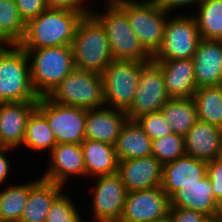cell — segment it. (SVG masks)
Instances as JSON below:
<instances>
[{"instance_id":"6da1fadb","label":"cell","mask_w":222,"mask_h":222,"mask_svg":"<svg viewBox=\"0 0 222 222\" xmlns=\"http://www.w3.org/2000/svg\"><path fill=\"white\" fill-rule=\"evenodd\" d=\"M91 12H72L49 9L25 24V33L19 45L24 50L71 46L77 26Z\"/></svg>"},{"instance_id":"7a4b0ae2","label":"cell","mask_w":222,"mask_h":222,"mask_svg":"<svg viewBox=\"0 0 222 222\" xmlns=\"http://www.w3.org/2000/svg\"><path fill=\"white\" fill-rule=\"evenodd\" d=\"M71 47L74 67L78 69L101 74L114 60L106 31L92 14L79 22Z\"/></svg>"},{"instance_id":"3957f363","label":"cell","mask_w":222,"mask_h":222,"mask_svg":"<svg viewBox=\"0 0 222 222\" xmlns=\"http://www.w3.org/2000/svg\"><path fill=\"white\" fill-rule=\"evenodd\" d=\"M126 13L133 32L144 49L154 57L164 41L169 12L158 0H114Z\"/></svg>"},{"instance_id":"277c9868","label":"cell","mask_w":222,"mask_h":222,"mask_svg":"<svg viewBox=\"0 0 222 222\" xmlns=\"http://www.w3.org/2000/svg\"><path fill=\"white\" fill-rule=\"evenodd\" d=\"M32 86L38 97L48 96L75 68L71 46L25 50Z\"/></svg>"},{"instance_id":"5b68a950","label":"cell","mask_w":222,"mask_h":222,"mask_svg":"<svg viewBox=\"0 0 222 222\" xmlns=\"http://www.w3.org/2000/svg\"><path fill=\"white\" fill-rule=\"evenodd\" d=\"M105 7L104 12L93 8L91 14L104 27L114 59L152 61L153 57L131 29L126 13L114 1H108Z\"/></svg>"},{"instance_id":"8992f818","label":"cell","mask_w":222,"mask_h":222,"mask_svg":"<svg viewBox=\"0 0 222 222\" xmlns=\"http://www.w3.org/2000/svg\"><path fill=\"white\" fill-rule=\"evenodd\" d=\"M0 90L4 103L39 100L31 83L27 54L19 44L0 45Z\"/></svg>"},{"instance_id":"52a82bcc","label":"cell","mask_w":222,"mask_h":222,"mask_svg":"<svg viewBox=\"0 0 222 222\" xmlns=\"http://www.w3.org/2000/svg\"><path fill=\"white\" fill-rule=\"evenodd\" d=\"M47 97L58 104L87 110L104 107L102 76L74 68Z\"/></svg>"},{"instance_id":"ba28073f","label":"cell","mask_w":222,"mask_h":222,"mask_svg":"<svg viewBox=\"0 0 222 222\" xmlns=\"http://www.w3.org/2000/svg\"><path fill=\"white\" fill-rule=\"evenodd\" d=\"M147 62L114 59L101 73L105 106L127 111L139 85L140 71Z\"/></svg>"},{"instance_id":"9c48e42d","label":"cell","mask_w":222,"mask_h":222,"mask_svg":"<svg viewBox=\"0 0 222 222\" xmlns=\"http://www.w3.org/2000/svg\"><path fill=\"white\" fill-rule=\"evenodd\" d=\"M45 117L57 144H81L85 140L87 109L58 104L39 97L36 107Z\"/></svg>"},{"instance_id":"30bf717a","label":"cell","mask_w":222,"mask_h":222,"mask_svg":"<svg viewBox=\"0 0 222 222\" xmlns=\"http://www.w3.org/2000/svg\"><path fill=\"white\" fill-rule=\"evenodd\" d=\"M168 18L164 41L153 60L190 59L201 39L195 18L189 14Z\"/></svg>"},{"instance_id":"8fae6325","label":"cell","mask_w":222,"mask_h":222,"mask_svg":"<svg viewBox=\"0 0 222 222\" xmlns=\"http://www.w3.org/2000/svg\"><path fill=\"white\" fill-rule=\"evenodd\" d=\"M169 99L161 68L153 60L147 62L140 71L139 85L126 111L127 117L135 120L144 114L159 112Z\"/></svg>"},{"instance_id":"7c38bea8","label":"cell","mask_w":222,"mask_h":222,"mask_svg":"<svg viewBox=\"0 0 222 222\" xmlns=\"http://www.w3.org/2000/svg\"><path fill=\"white\" fill-rule=\"evenodd\" d=\"M170 197L161 186L127 193L119 222H156L168 218Z\"/></svg>"},{"instance_id":"4fadbf2b","label":"cell","mask_w":222,"mask_h":222,"mask_svg":"<svg viewBox=\"0 0 222 222\" xmlns=\"http://www.w3.org/2000/svg\"><path fill=\"white\" fill-rule=\"evenodd\" d=\"M94 180L92 222H119L128 193L121 176L116 173Z\"/></svg>"},{"instance_id":"5bb4252c","label":"cell","mask_w":222,"mask_h":222,"mask_svg":"<svg viewBox=\"0 0 222 222\" xmlns=\"http://www.w3.org/2000/svg\"><path fill=\"white\" fill-rule=\"evenodd\" d=\"M38 101L5 102L0 104V147L22 146L27 120Z\"/></svg>"},{"instance_id":"9a60e30c","label":"cell","mask_w":222,"mask_h":222,"mask_svg":"<svg viewBox=\"0 0 222 222\" xmlns=\"http://www.w3.org/2000/svg\"><path fill=\"white\" fill-rule=\"evenodd\" d=\"M49 155L50 166L48 165L47 171L41 178L65 186L71 177L85 176V164L80 144H56Z\"/></svg>"},{"instance_id":"2e32d148","label":"cell","mask_w":222,"mask_h":222,"mask_svg":"<svg viewBox=\"0 0 222 222\" xmlns=\"http://www.w3.org/2000/svg\"><path fill=\"white\" fill-rule=\"evenodd\" d=\"M163 164L153 155L120 160L118 174L128 192L151 189L162 184Z\"/></svg>"},{"instance_id":"e0dca14e","label":"cell","mask_w":222,"mask_h":222,"mask_svg":"<svg viewBox=\"0 0 222 222\" xmlns=\"http://www.w3.org/2000/svg\"><path fill=\"white\" fill-rule=\"evenodd\" d=\"M207 176V162L190 155L163 164L161 188L171 198L184 185L196 184Z\"/></svg>"},{"instance_id":"ac0fdd59","label":"cell","mask_w":222,"mask_h":222,"mask_svg":"<svg viewBox=\"0 0 222 222\" xmlns=\"http://www.w3.org/2000/svg\"><path fill=\"white\" fill-rule=\"evenodd\" d=\"M184 142L186 155L211 162L221 157L222 128L198 120L184 136Z\"/></svg>"},{"instance_id":"d6986e66","label":"cell","mask_w":222,"mask_h":222,"mask_svg":"<svg viewBox=\"0 0 222 222\" xmlns=\"http://www.w3.org/2000/svg\"><path fill=\"white\" fill-rule=\"evenodd\" d=\"M170 201L171 207L192 209L203 213L210 220L222 217V208L216 202L208 176L196 184L184 185Z\"/></svg>"},{"instance_id":"ffe728a7","label":"cell","mask_w":222,"mask_h":222,"mask_svg":"<svg viewBox=\"0 0 222 222\" xmlns=\"http://www.w3.org/2000/svg\"><path fill=\"white\" fill-rule=\"evenodd\" d=\"M197 88L222 85V41L200 39L193 56Z\"/></svg>"},{"instance_id":"44dd1931","label":"cell","mask_w":222,"mask_h":222,"mask_svg":"<svg viewBox=\"0 0 222 222\" xmlns=\"http://www.w3.org/2000/svg\"><path fill=\"white\" fill-rule=\"evenodd\" d=\"M162 70L167 94L170 98H191L197 90L194 60H153Z\"/></svg>"},{"instance_id":"7402d4cb","label":"cell","mask_w":222,"mask_h":222,"mask_svg":"<svg viewBox=\"0 0 222 222\" xmlns=\"http://www.w3.org/2000/svg\"><path fill=\"white\" fill-rule=\"evenodd\" d=\"M128 120L123 110L106 106L87 110L85 139L114 145L122 127Z\"/></svg>"},{"instance_id":"603a6c76","label":"cell","mask_w":222,"mask_h":222,"mask_svg":"<svg viewBox=\"0 0 222 222\" xmlns=\"http://www.w3.org/2000/svg\"><path fill=\"white\" fill-rule=\"evenodd\" d=\"M30 186L28 201L20 222H46L53 201L62 193L63 185L37 178Z\"/></svg>"},{"instance_id":"cb8c5ba5","label":"cell","mask_w":222,"mask_h":222,"mask_svg":"<svg viewBox=\"0 0 222 222\" xmlns=\"http://www.w3.org/2000/svg\"><path fill=\"white\" fill-rule=\"evenodd\" d=\"M80 145L85 164V178L118 173L119 160L114 145L92 139H85Z\"/></svg>"},{"instance_id":"d4e9b609","label":"cell","mask_w":222,"mask_h":222,"mask_svg":"<svg viewBox=\"0 0 222 222\" xmlns=\"http://www.w3.org/2000/svg\"><path fill=\"white\" fill-rule=\"evenodd\" d=\"M118 160L152 155V140L136 120L128 119L114 144Z\"/></svg>"},{"instance_id":"484cf974","label":"cell","mask_w":222,"mask_h":222,"mask_svg":"<svg viewBox=\"0 0 222 222\" xmlns=\"http://www.w3.org/2000/svg\"><path fill=\"white\" fill-rule=\"evenodd\" d=\"M160 112L168 121L174 134L185 136L198 121L193 98H170Z\"/></svg>"},{"instance_id":"4316f807","label":"cell","mask_w":222,"mask_h":222,"mask_svg":"<svg viewBox=\"0 0 222 222\" xmlns=\"http://www.w3.org/2000/svg\"><path fill=\"white\" fill-rule=\"evenodd\" d=\"M56 144V139L46 117L35 108L27 120L22 146L29 148V150L37 152H45L47 150L50 153Z\"/></svg>"},{"instance_id":"83f0119b","label":"cell","mask_w":222,"mask_h":222,"mask_svg":"<svg viewBox=\"0 0 222 222\" xmlns=\"http://www.w3.org/2000/svg\"><path fill=\"white\" fill-rule=\"evenodd\" d=\"M192 98L198 120L222 128V85L197 88Z\"/></svg>"},{"instance_id":"f1b7e54d","label":"cell","mask_w":222,"mask_h":222,"mask_svg":"<svg viewBox=\"0 0 222 222\" xmlns=\"http://www.w3.org/2000/svg\"><path fill=\"white\" fill-rule=\"evenodd\" d=\"M192 15L202 39L222 41V0H201ZM196 14V15H195Z\"/></svg>"},{"instance_id":"f546056e","label":"cell","mask_w":222,"mask_h":222,"mask_svg":"<svg viewBox=\"0 0 222 222\" xmlns=\"http://www.w3.org/2000/svg\"><path fill=\"white\" fill-rule=\"evenodd\" d=\"M34 182L11 184L0 191V222H20Z\"/></svg>"},{"instance_id":"4dcf8cb0","label":"cell","mask_w":222,"mask_h":222,"mask_svg":"<svg viewBox=\"0 0 222 222\" xmlns=\"http://www.w3.org/2000/svg\"><path fill=\"white\" fill-rule=\"evenodd\" d=\"M25 24L15 0H0V45L19 44Z\"/></svg>"},{"instance_id":"1f68e13d","label":"cell","mask_w":222,"mask_h":222,"mask_svg":"<svg viewBox=\"0 0 222 222\" xmlns=\"http://www.w3.org/2000/svg\"><path fill=\"white\" fill-rule=\"evenodd\" d=\"M184 137L170 133L152 141V155L162 164L175 161L185 155Z\"/></svg>"},{"instance_id":"d6a6232c","label":"cell","mask_w":222,"mask_h":222,"mask_svg":"<svg viewBox=\"0 0 222 222\" xmlns=\"http://www.w3.org/2000/svg\"><path fill=\"white\" fill-rule=\"evenodd\" d=\"M62 192L52 203L46 222H85L73 199Z\"/></svg>"},{"instance_id":"836d02e7","label":"cell","mask_w":222,"mask_h":222,"mask_svg":"<svg viewBox=\"0 0 222 222\" xmlns=\"http://www.w3.org/2000/svg\"><path fill=\"white\" fill-rule=\"evenodd\" d=\"M135 120L152 141L173 133L168 121L160 111L144 114Z\"/></svg>"},{"instance_id":"e575fe53","label":"cell","mask_w":222,"mask_h":222,"mask_svg":"<svg viewBox=\"0 0 222 222\" xmlns=\"http://www.w3.org/2000/svg\"><path fill=\"white\" fill-rule=\"evenodd\" d=\"M207 176L212 184L216 202L222 208V158L207 163Z\"/></svg>"},{"instance_id":"d590c367","label":"cell","mask_w":222,"mask_h":222,"mask_svg":"<svg viewBox=\"0 0 222 222\" xmlns=\"http://www.w3.org/2000/svg\"><path fill=\"white\" fill-rule=\"evenodd\" d=\"M15 3L25 23L36 18L48 8L46 0H15Z\"/></svg>"},{"instance_id":"8d00e7d4","label":"cell","mask_w":222,"mask_h":222,"mask_svg":"<svg viewBox=\"0 0 222 222\" xmlns=\"http://www.w3.org/2000/svg\"><path fill=\"white\" fill-rule=\"evenodd\" d=\"M168 222H209L210 219L198 211L170 207Z\"/></svg>"},{"instance_id":"74e56055","label":"cell","mask_w":222,"mask_h":222,"mask_svg":"<svg viewBox=\"0 0 222 222\" xmlns=\"http://www.w3.org/2000/svg\"><path fill=\"white\" fill-rule=\"evenodd\" d=\"M89 0H46L49 9H64L72 12H91L92 8L86 7ZM87 8V9H86Z\"/></svg>"},{"instance_id":"f35d334b","label":"cell","mask_w":222,"mask_h":222,"mask_svg":"<svg viewBox=\"0 0 222 222\" xmlns=\"http://www.w3.org/2000/svg\"><path fill=\"white\" fill-rule=\"evenodd\" d=\"M13 150L15 149L10 147H0V186L8 180L7 178L9 177L11 168L10 166L12 164H10L7 154L10 153V151L12 152Z\"/></svg>"},{"instance_id":"ab89813d","label":"cell","mask_w":222,"mask_h":222,"mask_svg":"<svg viewBox=\"0 0 222 222\" xmlns=\"http://www.w3.org/2000/svg\"><path fill=\"white\" fill-rule=\"evenodd\" d=\"M201 0H158L161 7H163L167 12L171 13L172 9L181 8L185 6V8L192 6H196L200 3Z\"/></svg>"},{"instance_id":"60d3db41","label":"cell","mask_w":222,"mask_h":222,"mask_svg":"<svg viewBox=\"0 0 222 222\" xmlns=\"http://www.w3.org/2000/svg\"><path fill=\"white\" fill-rule=\"evenodd\" d=\"M4 103V96L2 95V90H0V104Z\"/></svg>"},{"instance_id":"b9f144b4","label":"cell","mask_w":222,"mask_h":222,"mask_svg":"<svg viewBox=\"0 0 222 222\" xmlns=\"http://www.w3.org/2000/svg\"><path fill=\"white\" fill-rule=\"evenodd\" d=\"M212 222H222V217L212 219Z\"/></svg>"},{"instance_id":"7bdbcfd3","label":"cell","mask_w":222,"mask_h":222,"mask_svg":"<svg viewBox=\"0 0 222 222\" xmlns=\"http://www.w3.org/2000/svg\"><path fill=\"white\" fill-rule=\"evenodd\" d=\"M156 222H168V219H163V220H160V221H156Z\"/></svg>"}]
</instances>
